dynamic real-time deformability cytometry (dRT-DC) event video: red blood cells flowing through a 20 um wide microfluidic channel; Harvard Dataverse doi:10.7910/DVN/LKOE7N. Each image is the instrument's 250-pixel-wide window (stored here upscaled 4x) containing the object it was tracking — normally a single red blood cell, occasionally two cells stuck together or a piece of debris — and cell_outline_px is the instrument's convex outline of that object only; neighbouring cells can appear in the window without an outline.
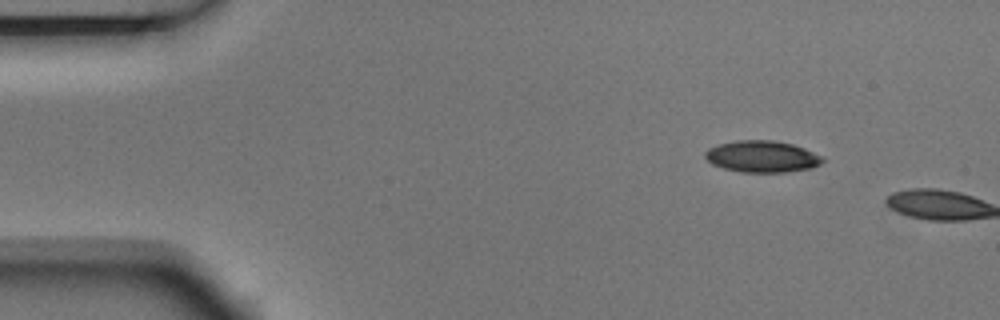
{"species": "Egyptian fruit bat (a non-hibernating species)", "species_latin": "Rousettus aegyptiacus", "temperature_condition": "room temperature", "stored_images_in_passage": 2, "camera_frame_rate_fps": 3000, "um_per_image_px": 0.085, "animal": {"sex": "male"}, "frame": {"image": 1, "passage_image": 1, "time_ms": 0.0, "image_size_px": [1000, 320], "cell_outline_px": [[824, 160], [820, 164], [812, 168], [784, 172], [740, 172], [724, 168], [712, 164], [704, 156], [704, 152], [708, 148], [720, 144], [736, 140], [772, 140], [792, 144], [804, 148], [824, 156]], "centroid_in_image_um": [64.78, 13.3], "position_along_channel_um": 20.2, "area_um2": 21.68}}